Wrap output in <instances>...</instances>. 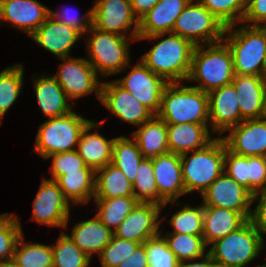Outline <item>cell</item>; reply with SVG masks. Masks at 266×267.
<instances>
[{
  "label": "cell",
  "instance_id": "6da1fadb",
  "mask_svg": "<svg viewBox=\"0 0 266 267\" xmlns=\"http://www.w3.org/2000/svg\"><path fill=\"white\" fill-rule=\"evenodd\" d=\"M226 34L223 40L231 50L234 73L266 77V26L244 24L235 29L231 25L226 27Z\"/></svg>",
  "mask_w": 266,
  "mask_h": 267
},
{
  "label": "cell",
  "instance_id": "7a4b0ae2",
  "mask_svg": "<svg viewBox=\"0 0 266 267\" xmlns=\"http://www.w3.org/2000/svg\"><path fill=\"white\" fill-rule=\"evenodd\" d=\"M156 116L166 124H210L208 93L181 82H169Z\"/></svg>",
  "mask_w": 266,
  "mask_h": 267
},
{
  "label": "cell",
  "instance_id": "3957f363",
  "mask_svg": "<svg viewBox=\"0 0 266 267\" xmlns=\"http://www.w3.org/2000/svg\"><path fill=\"white\" fill-rule=\"evenodd\" d=\"M234 76L231 50L224 40L195 47L187 79V81L201 83L197 86L194 85L195 88L209 93L214 89L231 84Z\"/></svg>",
  "mask_w": 266,
  "mask_h": 267
},
{
  "label": "cell",
  "instance_id": "277c9868",
  "mask_svg": "<svg viewBox=\"0 0 266 267\" xmlns=\"http://www.w3.org/2000/svg\"><path fill=\"white\" fill-rule=\"evenodd\" d=\"M168 37L158 41L142 55L140 60L154 73L168 82L188 79L195 45L183 37L167 33Z\"/></svg>",
  "mask_w": 266,
  "mask_h": 267
},
{
  "label": "cell",
  "instance_id": "5b68a950",
  "mask_svg": "<svg viewBox=\"0 0 266 267\" xmlns=\"http://www.w3.org/2000/svg\"><path fill=\"white\" fill-rule=\"evenodd\" d=\"M226 145L222 137L205 147L180 155L185 194L198 191L200 195L224 172Z\"/></svg>",
  "mask_w": 266,
  "mask_h": 267
},
{
  "label": "cell",
  "instance_id": "8992f818",
  "mask_svg": "<svg viewBox=\"0 0 266 267\" xmlns=\"http://www.w3.org/2000/svg\"><path fill=\"white\" fill-rule=\"evenodd\" d=\"M265 243L263 235L247 220L237 230L213 242L207 252L218 267H245L259 256Z\"/></svg>",
  "mask_w": 266,
  "mask_h": 267
},
{
  "label": "cell",
  "instance_id": "52a82bcc",
  "mask_svg": "<svg viewBox=\"0 0 266 267\" xmlns=\"http://www.w3.org/2000/svg\"><path fill=\"white\" fill-rule=\"evenodd\" d=\"M87 61L97 75L104 77L118 74L130 65L129 42L138 38H128L112 32H103L93 26L87 31ZM89 38V39H88ZM130 40V41H129ZM101 73V74H100Z\"/></svg>",
  "mask_w": 266,
  "mask_h": 267
},
{
  "label": "cell",
  "instance_id": "ba28073f",
  "mask_svg": "<svg viewBox=\"0 0 266 267\" xmlns=\"http://www.w3.org/2000/svg\"><path fill=\"white\" fill-rule=\"evenodd\" d=\"M90 121L74 111L48 118L39 127L33 151L45 159L51 154L77 150L81 133Z\"/></svg>",
  "mask_w": 266,
  "mask_h": 267
},
{
  "label": "cell",
  "instance_id": "9c48e42d",
  "mask_svg": "<svg viewBox=\"0 0 266 267\" xmlns=\"http://www.w3.org/2000/svg\"><path fill=\"white\" fill-rule=\"evenodd\" d=\"M225 29L226 26L205 6L191 0L177 17L172 33L198 46L222 41Z\"/></svg>",
  "mask_w": 266,
  "mask_h": 267
},
{
  "label": "cell",
  "instance_id": "30bf717a",
  "mask_svg": "<svg viewBox=\"0 0 266 267\" xmlns=\"http://www.w3.org/2000/svg\"><path fill=\"white\" fill-rule=\"evenodd\" d=\"M58 72L53 77L64 90L70 100L96 92V97L100 101L102 83L97 78L95 69L85 58L64 57Z\"/></svg>",
  "mask_w": 266,
  "mask_h": 267
},
{
  "label": "cell",
  "instance_id": "8fae6325",
  "mask_svg": "<svg viewBox=\"0 0 266 267\" xmlns=\"http://www.w3.org/2000/svg\"><path fill=\"white\" fill-rule=\"evenodd\" d=\"M95 1L92 6V26L94 28L124 37L127 35L130 38L139 37V20L133 14L130 0ZM131 28L132 31H130Z\"/></svg>",
  "mask_w": 266,
  "mask_h": 267
},
{
  "label": "cell",
  "instance_id": "7c38bea8",
  "mask_svg": "<svg viewBox=\"0 0 266 267\" xmlns=\"http://www.w3.org/2000/svg\"><path fill=\"white\" fill-rule=\"evenodd\" d=\"M71 202L64 196L58 183L44 179L33 201L32 219L39 224L67 227Z\"/></svg>",
  "mask_w": 266,
  "mask_h": 267
},
{
  "label": "cell",
  "instance_id": "4fadbf2b",
  "mask_svg": "<svg viewBox=\"0 0 266 267\" xmlns=\"http://www.w3.org/2000/svg\"><path fill=\"white\" fill-rule=\"evenodd\" d=\"M115 81L155 115L160 109L164 89L169 83L164 77L154 74L141 60L125 77Z\"/></svg>",
  "mask_w": 266,
  "mask_h": 267
},
{
  "label": "cell",
  "instance_id": "5bb4252c",
  "mask_svg": "<svg viewBox=\"0 0 266 267\" xmlns=\"http://www.w3.org/2000/svg\"><path fill=\"white\" fill-rule=\"evenodd\" d=\"M252 193L223 172L201 194L203 206L227 208L250 219L253 205Z\"/></svg>",
  "mask_w": 266,
  "mask_h": 267
},
{
  "label": "cell",
  "instance_id": "9a60e30c",
  "mask_svg": "<svg viewBox=\"0 0 266 267\" xmlns=\"http://www.w3.org/2000/svg\"><path fill=\"white\" fill-rule=\"evenodd\" d=\"M100 101L113 115L134 126L139 127L155 116L149 108L136 100L115 80L102 82Z\"/></svg>",
  "mask_w": 266,
  "mask_h": 267
},
{
  "label": "cell",
  "instance_id": "2e32d148",
  "mask_svg": "<svg viewBox=\"0 0 266 267\" xmlns=\"http://www.w3.org/2000/svg\"><path fill=\"white\" fill-rule=\"evenodd\" d=\"M162 206L153 203H138L113 234L120 239L143 244L149 238L161 233L159 215Z\"/></svg>",
  "mask_w": 266,
  "mask_h": 267
},
{
  "label": "cell",
  "instance_id": "e0dca14e",
  "mask_svg": "<svg viewBox=\"0 0 266 267\" xmlns=\"http://www.w3.org/2000/svg\"><path fill=\"white\" fill-rule=\"evenodd\" d=\"M222 136L227 149L240 156L266 157V117L243 120Z\"/></svg>",
  "mask_w": 266,
  "mask_h": 267
},
{
  "label": "cell",
  "instance_id": "ac0fdd59",
  "mask_svg": "<svg viewBox=\"0 0 266 267\" xmlns=\"http://www.w3.org/2000/svg\"><path fill=\"white\" fill-rule=\"evenodd\" d=\"M154 177L162 209L169 202L173 204L185 194L180 155L167 153L152 158Z\"/></svg>",
  "mask_w": 266,
  "mask_h": 267
},
{
  "label": "cell",
  "instance_id": "d6986e66",
  "mask_svg": "<svg viewBox=\"0 0 266 267\" xmlns=\"http://www.w3.org/2000/svg\"><path fill=\"white\" fill-rule=\"evenodd\" d=\"M209 122L212 134L219 135L240 124L243 119L234 85L228 84L208 93Z\"/></svg>",
  "mask_w": 266,
  "mask_h": 267
},
{
  "label": "cell",
  "instance_id": "ffe728a7",
  "mask_svg": "<svg viewBox=\"0 0 266 267\" xmlns=\"http://www.w3.org/2000/svg\"><path fill=\"white\" fill-rule=\"evenodd\" d=\"M50 16V9L36 0H0V22H9L29 37Z\"/></svg>",
  "mask_w": 266,
  "mask_h": 267
},
{
  "label": "cell",
  "instance_id": "44dd1931",
  "mask_svg": "<svg viewBox=\"0 0 266 267\" xmlns=\"http://www.w3.org/2000/svg\"><path fill=\"white\" fill-rule=\"evenodd\" d=\"M191 0H160L139 20L137 39H160L172 33L177 17Z\"/></svg>",
  "mask_w": 266,
  "mask_h": 267
},
{
  "label": "cell",
  "instance_id": "7402d4cb",
  "mask_svg": "<svg viewBox=\"0 0 266 267\" xmlns=\"http://www.w3.org/2000/svg\"><path fill=\"white\" fill-rule=\"evenodd\" d=\"M232 84L243 120L266 117V77L235 74Z\"/></svg>",
  "mask_w": 266,
  "mask_h": 267
},
{
  "label": "cell",
  "instance_id": "603a6c76",
  "mask_svg": "<svg viewBox=\"0 0 266 267\" xmlns=\"http://www.w3.org/2000/svg\"><path fill=\"white\" fill-rule=\"evenodd\" d=\"M81 36L74 28L49 16L30 38L57 58H64L69 57L72 47Z\"/></svg>",
  "mask_w": 266,
  "mask_h": 267
},
{
  "label": "cell",
  "instance_id": "cb8c5ba5",
  "mask_svg": "<svg viewBox=\"0 0 266 267\" xmlns=\"http://www.w3.org/2000/svg\"><path fill=\"white\" fill-rule=\"evenodd\" d=\"M100 124L91 120L83 129L77 146V152L86 166L94 171L112 162L115 141V138L107 140L98 131L95 133L90 132L91 129L98 127Z\"/></svg>",
  "mask_w": 266,
  "mask_h": 267
},
{
  "label": "cell",
  "instance_id": "d4e9b609",
  "mask_svg": "<svg viewBox=\"0 0 266 267\" xmlns=\"http://www.w3.org/2000/svg\"><path fill=\"white\" fill-rule=\"evenodd\" d=\"M209 125L196 123L166 124L169 152L181 155L205 147L214 139L209 133Z\"/></svg>",
  "mask_w": 266,
  "mask_h": 267
},
{
  "label": "cell",
  "instance_id": "484cf974",
  "mask_svg": "<svg viewBox=\"0 0 266 267\" xmlns=\"http://www.w3.org/2000/svg\"><path fill=\"white\" fill-rule=\"evenodd\" d=\"M34 92L41 112L45 118L64 116L71 111L72 105L53 75L38 76L33 78Z\"/></svg>",
  "mask_w": 266,
  "mask_h": 267
},
{
  "label": "cell",
  "instance_id": "4316f807",
  "mask_svg": "<svg viewBox=\"0 0 266 267\" xmlns=\"http://www.w3.org/2000/svg\"><path fill=\"white\" fill-rule=\"evenodd\" d=\"M246 221L247 219L237 211L204 206L202 236L207 248L216 240L240 228Z\"/></svg>",
  "mask_w": 266,
  "mask_h": 267
},
{
  "label": "cell",
  "instance_id": "83f0119b",
  "mask_svg": "<svg viewBox=\"0 0 266 267\" xmlns=\"http://www.w3.org/2000/svg\"><path fill=\"white\" fill-rule=\"evenodd\" d=\"M90 258L110 243L113 232L95 214L90 220L76 223L71 235L66 234Z\"/></svg>",
  "mask_w": 266,
  "mask_h": 267
},
{
  "label": "cell",
  "instance_id": "f1b7e54d",
  "mask_svg": "<svg viewBox=\"0 0 266 267\" xmlns=\"http://www.w3.org/2000/svg\"><path fill=\"white\" fill-rule=\"evenodd\" d=\"M132 133L144 158H153L169 153L166 123L156 115L144 122Z\"/></svg>",
  "mask_w": 266,
  "mask_h": 267
},
{
  "label": "cell",
  "instance_id": "f546056e",
  "mask_svg": "<svg viewBox=\"0 0 266 267\" xmlns=\"http://www.w3.org/2000/svg\"><path fill=\"white\" fill-rule=\"evenodd\" d=\"M56 182L63 191L64 196L74 205L88 204L95 193V171L85 166L78 171L67 172L60 176Z\"/></svg>",
  "mask_w": 266,
  "mask_h": 267
},
{
  "label": "cell",
  "instance_id": "4dcf8cb0",
  "mask_svg": "<svg viewBox=\"0 0 266 267\" xmlns=\"http://www.w3.org/2000/svg\"><path fill=\"white\" fill-rule=\"evenodd\" d=\"M134 196L132 183L114 164L109 163L95 171L94 199Z\"/></svg>",
  "mask_w": 266,
  "mask_h": 267
},
{
  "label": "cell",
  "instance_id": "1f68e13d",
  "mask_svg": "<svg viewBox=\"0 0 266 267\" xmlns=\"http://www.w3.org/2000/svg\"><path fill=\"white\" fill-rule=\"evenodd\" d=\"M143 159L137 142L133 138L126 136L115 138L111 163L117 166L132 184Z\"/></svg>",
  "mask_w": 266,
  "mask_h": 267
},
{
  "label": "cell",
  "instance_id": "d6a6232c",
  "mask_svg": "<svg viewBox=\"0 0 266 267\" xmlns=\"http://www.w3.org/2000/svg\"><path fill=\"white\" fill-rule=\"evenodd\" d=\"M98 212L97 217L112 232L126 219L139 203L135 196H124L109 199H94Z\"/></svg>",
  "mask_w": 266,
  "mask_h": 267
},
{
  "label": "cell",
  "instance_id": "836d02e7",
  "mask_svg": "<svg viewBox=\"0 0 266 267\" xmlns=\"http://www.w3.org/2000/svg\"><path fill=\"white\" fill-rule=\"evenodd\" d=\"M163 238L179 262L200 259L207 254V245L202 235L166 233Z\"/></svg>",
  "mask_w": 266,
  "mask_h": 267
},
{
  "label": "cell",
  "instance_id": "e575fe53",
  "mask_svg": "<svg viewBox=\"0 0 266 267\" xmlns=\"http://www.w3.org/2000/svg\"><path fill=\"white\" fill-rule=\"evenodd\" d=\"M23 76L22 64H14L0 72V120L20 95L24 85Z\"/></svg>",
  "mask_w": 266,
  "mask_h": 267
},
{
  "label": "cell",
  "instance_id": "d590c367",
  "mask_svg": "<svg viewBox=\"0 0 266 267\" xmlns=\"http://www.w3.org/2000/svg\"><path fill=\"white\" fill-rule=\"evenodd\" d=\"M21 267H53L51 245L24 242L19 238L13 257Z\"/></svg>",
  "mask_w": 266,
  "mask_h": 267
},
{
  "label": "cell",
  "instance_id": "8d00e7d4",
  "mask_svg": "<svg viewBox=\"0 0 266 267\" xmlns=\"http://www.w3.org/2000/svg\"><path fill=\"white\" fill-rule=\"evenodd\" d=\"M53 267H88L91 258L84 253L63 231L51 246Z\"/></svg>",
  "mask_w": 266,
  "mask_h": 267
},
{
  "label": "cell",
  "instance_id": "74e56055",
  "mask_svg": "<svg viewBox=\"0 0 266 267\" xmlns=\"http://www.w3.org/2000/svg\"><path fill=\"white\" fill-rule=\"evenodd\" d=\"M133 193L139 203L159 205V194L154 177L152 158H144L132 184Z\"/></svg>",
  "mask_w": 266,
  "mask_h": 267
},
{
  "label": "cell",
  "instance_id": "f35d334b",
  "mask_svg": "<svg viewBox=\"0 0 266 267\" xmlns=\"http://www.w3.org/2000/svg\"><path fill=\"white\" fill-rule=\"evenodd\" d=\"M203 216V204L197 207L184 205V207L173 214L172 218L169 220L170 225L173 227V231L166 233L202 235Z\"/></svg>",
  "mask_w": 266,
  "mask_h": 267
},
{
  "label": "cell",
  "instance_id": "ab89813d",
  "mask_svg": "<svg viewBox=\"0 0 266 267\" xmlns=\"http://www.w3.org/2000/svg\"><path fill=\"white\" fill-rule=\"evenodd\" d=\"M226 27L241 23L246 10V0H197Z\"/></svg>",
  "mask_w": 266,
  "mask_h": 267
},
{
  "label": "cell",
  "instance_id": "60d3db41",
  "mask_svg": "<svg viewBox=\"0 0 266 267\" xmlns=\"http://www.w3.org/2000/svg\"><path fill=\"white\" fill-rule=\"evenodd\" d=\"M14 215L8 213L0 222V261L14 257L17 242L23 234L21 222Z\"/></svg>",
  "mask_w": 266,
  "mask_h": 267
},
{
  "label": "cell",
  "instance_id": "b9f144b4",
  "mask_svg": "<svg viewBox=\"0 0 266 267\" xmlns=\"http://www.w3.org/2000/svg\"><path fill=\"white\" fill-rule=\"evenodd\" d=\"M148 267H177L178 259L169 249L163 234H158L145 241Z\"/></svg>",
  "mask_w": 266,
  "mask_h": 267
},
{
  "label": "cell",
  "instance_id": "7bdbcfd3",
  "mask_svg": "<svg viewBox=\"0 0 266 267\" xmlns=\"http://www.w3.org/2000/svg\"><path fill=\"white\" fill-rule=\"evenodd\" d=\"M140 245L138 242L117 238L114 234L110 243L98 255L102 267H117Z\"/></svg>",
  "mask_w": 266,
  "mask_h": 267
},
{
  "label": "cell",
  "instance_id": "ee69618b",
  "mask_svg": "<svg viewBox=\"0 0 266 267\" xmlns=\"http://www.w3.org/2000/svg\"><path fill=\"white\" fill-rule=\"evenodd\" d=\"M50 158H52V165L50 166L51 178L49 180L53 181L67 172L78 171L86 166L77 150L51 154L45 159Z\"/></svg>",
  "mask_w": 266,
  "mask_h": 267
},
{
  "label": "cell",
  "instance_id": "f6af8a7d",
  "mask_svg": "<svg viewBox=\"0 0 266 267\" xmlns=\"http://www.w3.org/2000/svg\"><path fill=\"white\" fill-rule=\"evenodd\" d=\"M224 172L249 190V156H240L225 150Z\"/></svg>",
  "mask_w": 266,
  "mask_h": 267
},
{
  "label": "cell",
  "instance_id": "bcb514c9",
  "mask_svg": "<svg viewBox=\"0 0 266 267\" xmlns=\"http://www.w3.org/2000/svg\"><path fill=\"white\" fill-rule=\"evenodd\" d=\"M266 190V157L249 156V191Z\"/></svg>",
  "mask_w": 266,
  "mask_h": 267
},
{
  "label": "cell",
  "instance_id": "7dc6e473",
  "mask_svg": "<svg viewBox=\"0 0 266 267\" xmlns=\"http://www.w3.org/2000/svg\"><path fill=\"white\" fill-rule=\"evenodd\" d=\"M50 16L60 23H64L75 30H77L82 36L92 26V8L87 11L83 18L77 17V15L70 14V8H64L63 11L55 12L50 9Z\"/></svg>",
  "mask_w": 266,
  "mask_h": 267
},
{
  "label": "cell",
  "instance_id": "c3c4849f",
  "mask_svg": "<svg viewBox=\"0 0 266 267\" xmlns=\"http://www.w3.org/2000/svg\"><path fill=\"white\" fill-rule=\"evenodd\" d=\"M241 23L250 26H266V0H246V10Z\"/></svg>",
  "mask_w": 266,
  "mask_h": 267
},
{
  "label": "cell",
  "instance_id": "681fc988",
  "mask_svg": "<svg viewBox=\"0 0 266 267\" xmlns=\"http://www.w3.org/2000/svg\"><path fill=\"white\" fill-rule=\"evenodd\" d=\"M259 203L252 210L250 221L254 227L264 236L266 235V190H261L252 195V202Z\"/></svg>",
  "mask_w": 266,
  "mask_h": 267
},
{
  "label": "cell",
  "instance_id": "f907efd6",
  "mask_svg": "<svg viewBox=\"0 0 266 267\" xmlns=\"http://www.w3.org/2000/svg\"><path fill=\"white\" fill-rule=\"evenodd\" d=\"M117 267H148V258L145 242L140 244L130 256L123 260Z\"/></svg>",
  "mask_w": 266,
  "mask_h": 267
},
{
  "label": "cell",
  "instance_id": "816d5d0a",
  "mask_svg": "<svg viewBox=\"0 0 266 267\" xmlns=\"http://www.w3.org/2000/svg\"><path fill=\"white\" fill-rule=\"evenodd\" d=\"M160 0H130L134 16L140 20L146 15Z\"/></svg>",
  "mask_w": 266,
  "mask_h": 267
},
{
  "label": "cell",
  "instance_id": "f5cc1de1",
  "mask_svg": "<svg viewBox=\"0 0 266 267\" xmlns=\"http://www.w3.org/2000/svg\"><path fill=\"white\" fill-rule=\"evenodd\" d=\"M196 260L198 259L180 261L178 262L177 267H218L216 262L212 259V257L208 252L207 254H205L203 257L200 258L201 262H196Z\"/></svg>",
  "mask_w": 266,
  "mask_h": 267
},
{
  "label": "cell",
  "instance_id": "db71d44e",
  "mask_svg": "<svg viewBox=\"0 0 266 267\" xmlns=\"http://www.w3.org/2000/svg\"><path fill=\"white\" fill-rule=\"evenodd\" d=\"M0 267H21L14 258L0 261Z\"/></svg>",
  "mask_w": 266,
  "mask_h": 267
},
{
  "label": "cell",
  "instance_id": "11a10c76",
  "mask_svg": "<svg viewBox=\"0 0 266 267\" xmlns=\"http://www.w3.org/2000/svg\"><path fill=\"white\" fill-rule=\"evenodd\" d=\"M8 215V213L0 214V222Z\"/></svg>",
  "mask_w": 266,
  "mask_h": 267
}]
</instances>
